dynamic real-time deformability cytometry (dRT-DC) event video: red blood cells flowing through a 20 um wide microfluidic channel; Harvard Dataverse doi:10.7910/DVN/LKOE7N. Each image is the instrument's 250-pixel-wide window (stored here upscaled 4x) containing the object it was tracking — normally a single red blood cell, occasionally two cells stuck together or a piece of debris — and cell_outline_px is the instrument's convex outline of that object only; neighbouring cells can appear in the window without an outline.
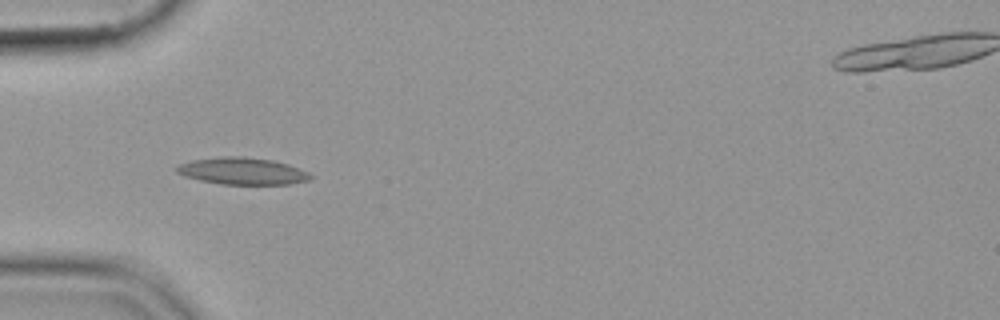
{"species": "common noctule bat (a hibernating species)", "species_latin": "Nyctalus noctula", "temperature_condition": "cold", "stored_images_in_passage": 38, "camera_frame_rate_fps": 3000, "um_per_image_px": 0.085, "animal": {"sex": "female", "body_mass_g": 19.9}, "frame": {"image": 1, "passage_image": 1, "time_ms": 0.0, "image_size_px": [1000, 320], "cell_outline_px": [[312, 180], [288, 184], [220, 184], [200, 180], [184, 176], [176, 172], [176, 168], [180, 164], [192, 160], [220, 156], [240, 156], [272, 160], [288, 164], [308, 172], [312, 176]], "centroid_in_image_um": [20.61, 14.54], "position_along_channel_um": 64.4, "area_um2": 20.98}}
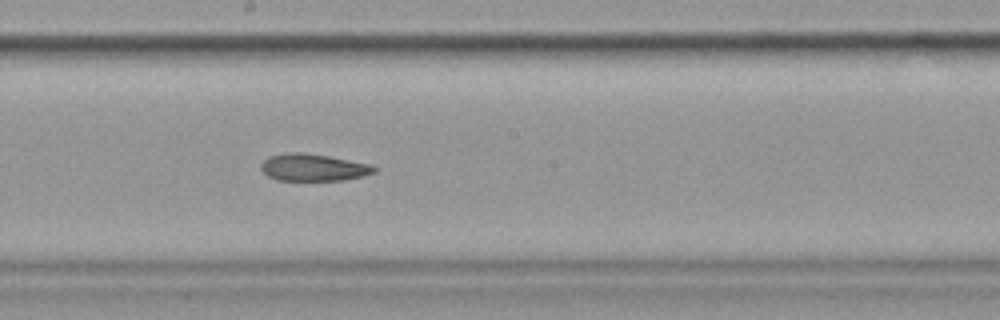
{"frame": {"image": 2, "passage_image": 14, "time_ms": 4.333, "image_size_px": [1000, 320], "cell_outline_px": [[376, 172], [364, 176], [344, 180], [276, 180], [268, 176], [260, 168], [260, 164], [268, 156], [288, 152], [304, 152], [328, 156], [372, 164], [376, 168]], "centroid_in_image_um": [26.63, 14.23], "position_along_channel_um": 221.6, "area_um2": 18.03}}
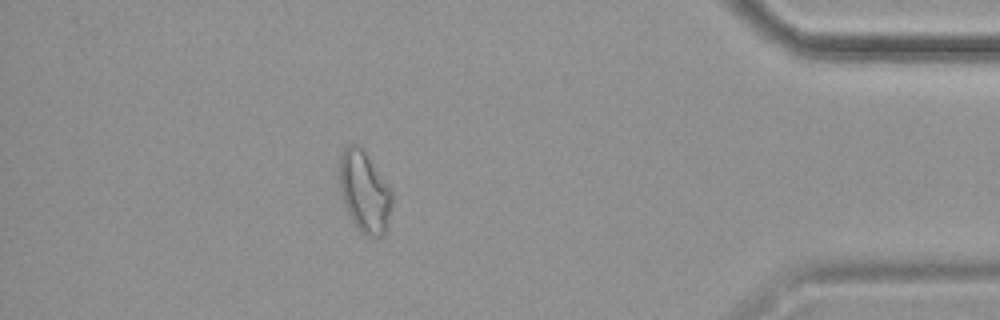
{"frame": {"image": 3, "passage_image": 32, "time_ms": 10.333, "image_size_px": [1000, 320], "cell_outline_px": [[392, 204], [388, 224], [384, 232], [380, 236], [368, 236], [360, 232], [356, 228], [344, 204], [340, 188], [340, 152], [348, 144], [360, 144], [364, 148], [392, 192]], "centroid_in_image_um": [30.97, 16.26], "position_along_channel_um": 404.2, "area_um2": 24.91}}